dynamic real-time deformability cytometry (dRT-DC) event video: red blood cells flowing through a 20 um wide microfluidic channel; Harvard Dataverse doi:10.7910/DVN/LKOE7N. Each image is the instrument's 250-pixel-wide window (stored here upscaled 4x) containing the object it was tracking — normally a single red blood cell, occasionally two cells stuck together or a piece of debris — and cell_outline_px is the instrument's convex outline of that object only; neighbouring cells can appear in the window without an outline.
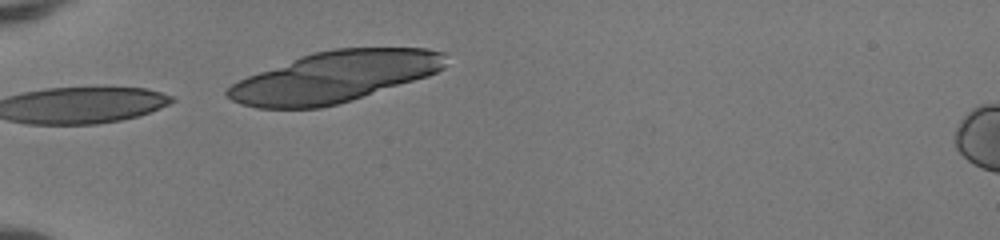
{"species": "human", "species_latin": "Homo sapiens", "temperature_condition": "room temperature", "stored_images_in_passage": 6, "camera_frame_rate_fps": 3000, "um_per_image_px": 0.085, "donor": {"sex": "female"}, "frame": {"image": 1, "passage_image": 6, "time_ms": 1.667, "image_size_px": [1000, 240], "cell_outline_px": [[444, 68], [428, 76], [352, 100], [320, 108], [256, 108], [240, 104], [232, 100], [224, 92], [232, 84], [248, 76], [300, 56], [312, 52], [332, 48], [428, 48], [444, 52]], "centroid_in_image_um": [28.42, 6.53], "position_along_channel_um": 56.6, "area_um2": 64.22}}